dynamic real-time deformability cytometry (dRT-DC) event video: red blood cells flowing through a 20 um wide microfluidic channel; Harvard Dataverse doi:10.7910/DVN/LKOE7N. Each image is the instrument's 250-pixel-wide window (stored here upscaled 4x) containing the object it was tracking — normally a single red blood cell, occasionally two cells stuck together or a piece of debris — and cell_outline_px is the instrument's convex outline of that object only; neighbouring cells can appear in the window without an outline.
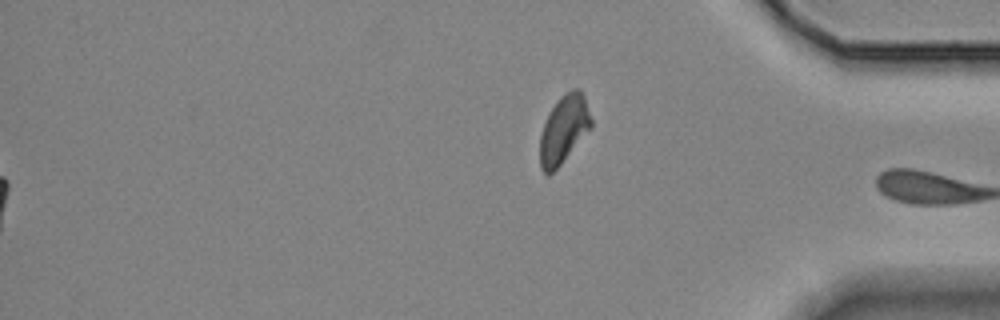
{"species": "Egyptian fruit bat (a non-hibernating species)", "species_latin": "Rousettus aegyptiacus", "temperature_condition": "room temperature", "stored_images_in_passage": 45, "segment_of_instrument_passage": [2, 2], "camera_frame_rate_fps": 3000, "um_per_image_px": 0.085, "animal": {"sex": "female"}, "frame": {"image": 1, "passage_image": 45, "time_ms": 14.667, "image_size_px": [1000, 320], "cell_outline_px": [[592, 128], [560, 164], [548, 176], [540, 168], [540, 136], [548, 112], [556, 100], [564, 92], [572, 88], [580, 88], [584, 96], [592, 120]], "centroid_in_image_um": [47.92, 10.95], "position_along_channel_um": 387.3, "area_um2": 20.4}}